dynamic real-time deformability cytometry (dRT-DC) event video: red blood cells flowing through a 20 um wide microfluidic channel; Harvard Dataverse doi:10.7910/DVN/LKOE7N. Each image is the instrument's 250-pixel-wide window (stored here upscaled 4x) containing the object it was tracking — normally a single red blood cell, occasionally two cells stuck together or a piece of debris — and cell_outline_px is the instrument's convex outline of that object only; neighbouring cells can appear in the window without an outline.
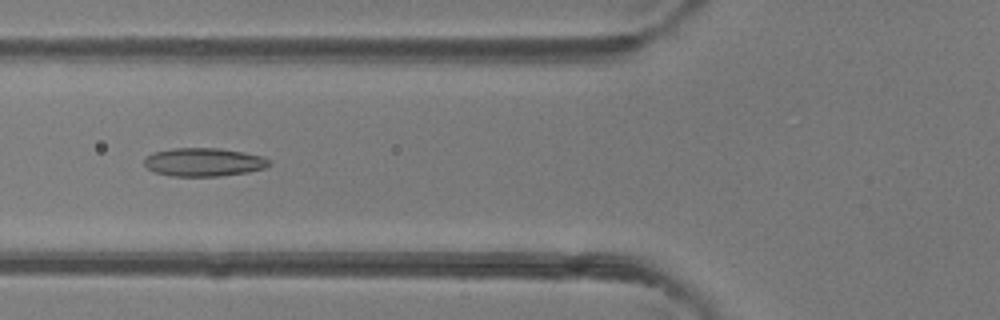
{"species": "common noctule bat (a hibernating species)", "species_latin": "Nyctalus noctula", "temperature_condition": "room temperature", "stored_images_in_passage": 47, "camera_frame_rate_fps": 3000, "um_per_image_px": 0.085, "animal": {"sex": "female"}, "frame": {"image": 1, "passage_image": 18, "time_ms": 5.667, "image_size_px": [1000, 320], "cell_outline_px": [[272, 164], [264, 168], [248, 172], [220, 176], [172, 176], [156, 172], [148, 168], [144, 164], [144, 160], [148, 156], [156, 152], [172, 148], [220, 148], [244, 152], [264, 156], [272, 160]], "centroid_in_image_um": [17.39, 13.77], "position_along_channel_um": 108.4, "area_um2": 20.69}}
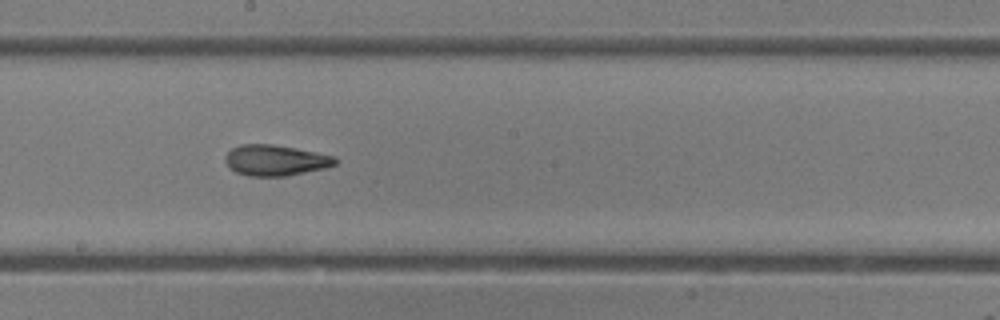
{"frame": {"image": 2, "passage_image": 26, "time_ms": 8.333, "image_size_px": [1000, 320], "cell_outline_px": [[340, 160], [336, 164], [324, 168], [288, 176], [248, 176], [236, 172], [228, 168], [224, 160], [224, 156], [232, 148], [240, 144], [272, 144], [296, 148], [336, 156]], "centroid_in_image_um": [23.41, 13.62], "position_along_channel_um": 224.8, "area_um2": 20.0}}
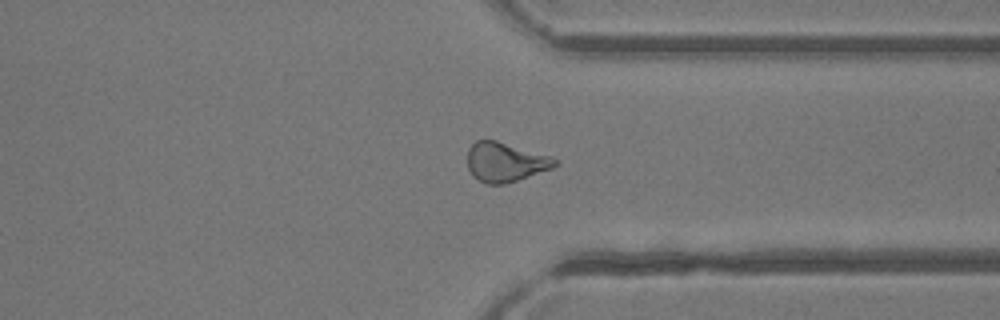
{"frame": {"image": 3, "passage_image": 36, "time_ms": 11.667, "image_size_px": [1000, 320], "cell_outline_px": [[560, 160], [552, 168], [504, 184], [488, 184], [472, 176], [468, 168], [468, 148], [476, 140], [496, 140], [552, 156]], "centroid_in_image_um": [42.95, 13.76], "position_along_channel_um": 368.4, "area_um2": 20.0}, "authors_computed_cell_mechanics": {"area_um2": 20.6924, "velocity_mm_per_s": 4.3461, "shape_relaxation_time_tau1_ms": 7.3847, "shape_relaxation_time_tau2_ms": 2.6854, "deformation_change_tau1": 0.1794, "deformation_change_tau2": 0.1091}}